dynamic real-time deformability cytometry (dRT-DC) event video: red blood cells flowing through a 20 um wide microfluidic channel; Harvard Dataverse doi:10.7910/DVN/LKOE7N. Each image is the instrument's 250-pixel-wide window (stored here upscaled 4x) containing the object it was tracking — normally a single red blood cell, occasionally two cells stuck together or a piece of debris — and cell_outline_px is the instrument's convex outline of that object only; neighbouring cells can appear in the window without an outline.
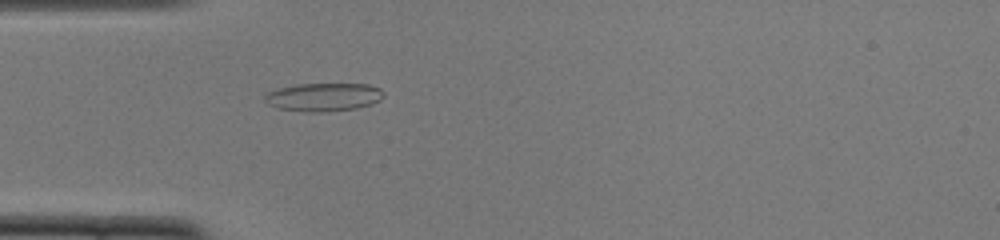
{"species": "common noctule bat (a hibernating species)", "species_latin": "Nyctalus noctula", "temperature_condition": "cold", "stored_images_in_passage": 51, "camera_frame_rate_fps": 3000, "um_per_image_px": 0.085, "animal": {"sex": "female", "body_mass_g": 22.0, "forearm_length_mm": 56.7}, "frame": {"image": 1, "passage_image": 15, "time_ms": 4.667, "image_size_px": [1000, 240], "cell_outline_px": [[384, 96], [380, 100], [372, 104], [356, 108], [324, 112], [304, 112], [276, 108], [268, 104], [264, 100], [264, 96], [268, 92], [280, 88], [296, 84], [368, 84], [380, 88], [384, 92]], "centroid_in_image_um": [27.5, 8.25], "position_along_channel_um": 57.5, "area_um2": 19.71}}
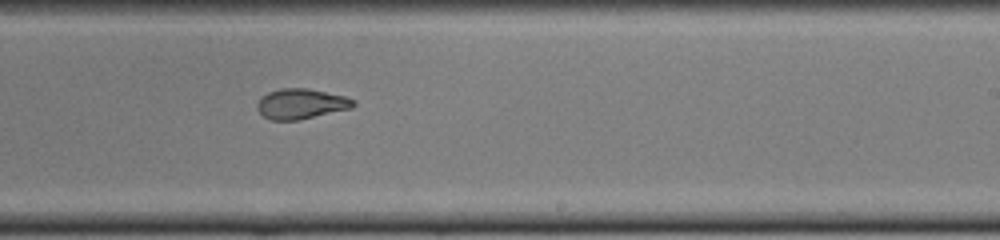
{"frame": {"image": 2, "passage_image": 31, "time_ms": 10.0, "image_size_px": [1000, 240], "cell_outline_px": [[356, 104], [352, 108], [300, 120], [272, 120], [264, 116], [256, 108], [256, 104], [260, 96], [268, 92], [280, 88], [308, 88], [344, 96], [356, 100]], "centroid_in_image_um": [25.58, 8.82], "position_along_channel_um": 263.4, "area_um2": 17.11}}
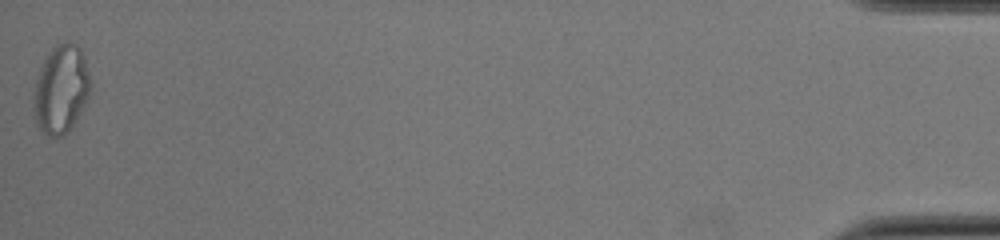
{"frame": {"image": 3, "passage_image": 51, "time_ms": 16.667, "image_size_px": [1000, 240], "cell_outline_px": [[92, 88], [76, 120], [64, 136], [48, 136], [36, 124], [36, 80], [40, 68], [48, 52], [56, 44], [68, 40], [72, 40], [80, 48], [84, 56], [92, 84]], "centroid_in_image_um": [5.24, 7.53], "position_along_channel_um": 430.0, "area_um2": 28.84}, "authors_computed_cell_mechanics": {"area_um2": 19.3052, "velocity_mm_per_s": 3.916, "shape_relaxation_time_tau1_ms": null, "shape_relaxation_time_tau2_ms": 1.4023, "deformation_change_tau1": null, "deformation_change_tau2": 0.0726}}